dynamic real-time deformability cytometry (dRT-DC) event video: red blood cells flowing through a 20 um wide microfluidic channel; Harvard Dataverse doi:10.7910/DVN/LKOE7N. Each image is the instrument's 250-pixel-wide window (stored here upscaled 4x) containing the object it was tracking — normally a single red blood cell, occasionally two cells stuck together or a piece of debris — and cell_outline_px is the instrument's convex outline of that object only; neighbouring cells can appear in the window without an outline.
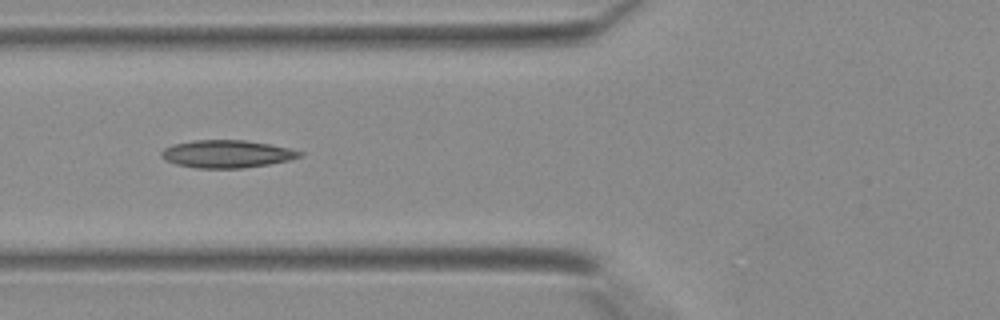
{"species": "Egyptian fruit bat (a non-hibernating species)", "species_latin": "Rousettus aegyptiacus", "temperature_condition": "warm", "stored_images_in_passage": 29, "camera_frame_rate_fps": 3000, "um_per_image_px": 0.085, "animal": {"sex": "female"}, "frame": {"image": 1, "passage_image": 4, "time_ms": 1.0, "image_size_px": [1000, 320], "cell_outline_px": [[304, 152], [300, 156], [288, 160], [268, 164], [244, 168], [196, 168], [176, 164], [164, 160], [160, 156], [160, 152], [164, 148], [172, 144], [192, 140], [244, 140], [272, 144]], "centroid_in_image_um": [19.23, 13.08], "position_along_channel_um": 106.6, "area_um2": 22.37}}
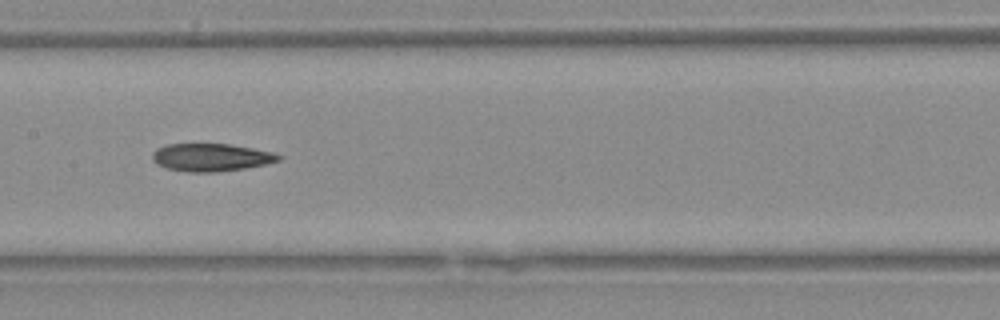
{"frame": {"image": 2, "passage_image": 9, "time_ms": 2.667, "image_size_px": [1000, 320], "cell_outline_px": [[284, 156], [280, 160], [264, 164], [244, 168], [216, 172], [188, 172], [168, 168], [156, 164], [152, 160], [152, 152], [156, 148], [164, 144], [228, 144], [252, 148], [272, 152]], "centroid_in_image_um": [17.91, 13.37], "position_along_channel_um": 189.5, "area_um2": 20.4}}
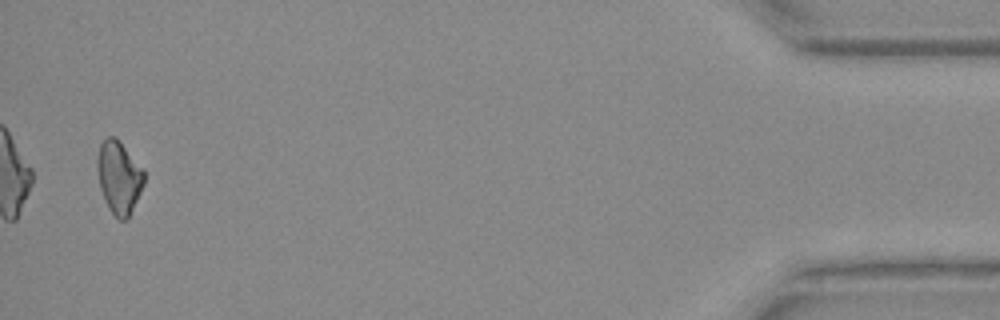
{"frame": {"image": 3, "passage_image": 28, "time_ms": 9.0, "image_size_px": [1000, 320], "cell_outline_px": [[144, 184], [128, 216], [124, 220], [120, 220], [112, 212], [100, 188], [100, 144], [108, 136], [112, 136], [144, 168]], "centroid_in_image_um": [10.17, 15.09], "position_along_channel_um": 425.0, "area_um2": 18.44}}